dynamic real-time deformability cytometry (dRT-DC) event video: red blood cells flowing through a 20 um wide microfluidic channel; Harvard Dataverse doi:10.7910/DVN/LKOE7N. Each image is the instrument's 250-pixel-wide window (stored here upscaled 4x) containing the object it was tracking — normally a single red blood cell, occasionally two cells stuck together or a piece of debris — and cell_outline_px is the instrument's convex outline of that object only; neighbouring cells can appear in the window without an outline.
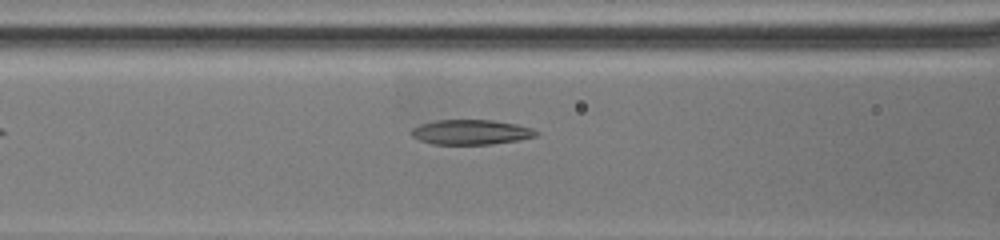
{"species": "common noctule bat (a hibernating species)", "species_latin": "Nyctalus noctula", "temperature_condition": "warm", "stored_images_in_passage": 33, "camera_frame_rate_fps": 3000, "um_per_image_px": 0.085, "animal": {"sex": "female", "body_mass_g": 19.5, "forearm_length_mm": 54.1}, "frame": {"image": 1, "passage_image": 3, "time_ms": 0.667, "image_size_px": [1000, 240], "cell_outline_px": [[540, 132], [536, 136], [520, 140], [492, 144], [432, 144], [420, 140], [412, 136], [408, 132], [412, 128], [420, 124], [436, 120], [492, 120], [516, 124], [532, 128]], "centroid_in_image_um": [40.02, 11.23], "position_along_channel_um": 126.6, "area_um2": 18.21}}
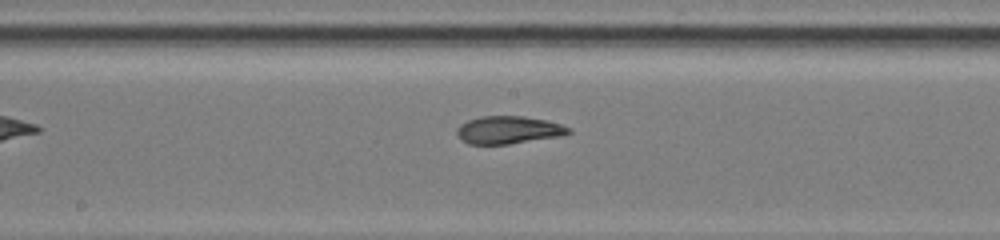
{"frame": {"image": 2, "passage_image": 11, "time_ms": 3.333, "image_size_px": [1000, 240], "cell_outline_px": [[572, 132], [560, 136], [508, 144], [468, 144], [460, 140], [456, 136], [456, 128], [460, 124], [468, 120], [480, 116], [524, 116], [544, 120], [560, 124], [572, 128]], "centroid_in_image_um": [43.17, 11.05], "position_along_channel_um": 205.0, "area_um2": 18.15}}
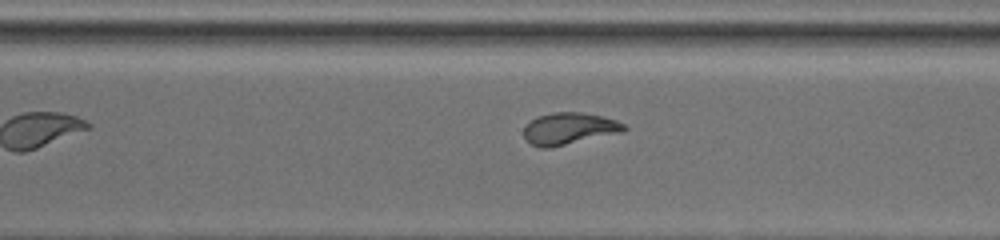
{"frame": {"image": 3, "passage_image": 23, "time_ms": 7.333, "image_size_px": [1000, 240], "cell_outline_px": [[628, 128], [624, 132], [548, 148], [540, 148], [532, 144], [524, 136], [524, 128], [536, 116], [552, 112], [580, 112], [600, 116], [616, 120], [624, 124]], "centroid_in_image_um": [48.39, 10.93], "position_along_channel_um": 322.2, "area_um2": 18.5}}